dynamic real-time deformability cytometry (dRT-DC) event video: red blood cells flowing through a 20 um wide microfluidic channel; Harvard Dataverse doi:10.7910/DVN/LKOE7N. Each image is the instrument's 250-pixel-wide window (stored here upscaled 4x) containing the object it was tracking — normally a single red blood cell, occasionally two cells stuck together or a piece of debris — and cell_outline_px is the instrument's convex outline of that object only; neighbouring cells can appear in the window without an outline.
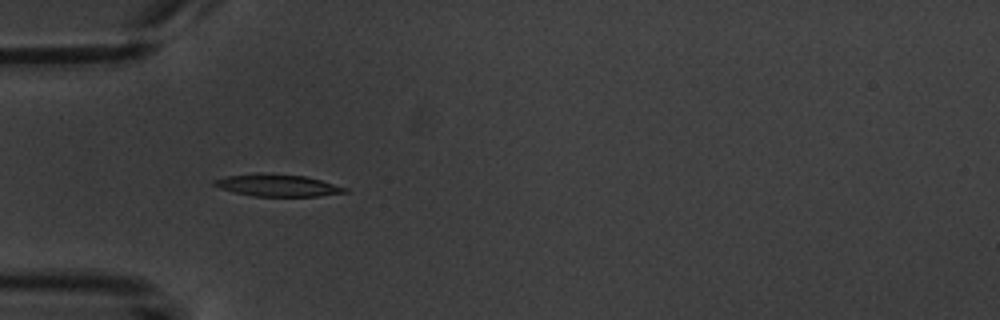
{"species": "common noctule bat (a hibernating species)", "species_latin": "Nyctalus noctula", "temperature_condition": "warm", "stored_images_in_passage": 4, "camera_frame_rate_fps": 3000, "um_per_image_px": 0.085, "animal": {"sex": "male", "body_mass_g": 20.1, "forearm_length_mm": 53.5}, "frame": {"image": 1, "passage_image": 3, "time_ms": 2.667, "image_size_px": [1000, 320], "cell_outline_px": [[348, 192], [320, 196], [252, 196], [232, 192], [220, 188], [212, 184], [212, 180], [224, 176], [260, 172], [304, 176], [320, 180], [348, 188]], "centroid_in_image_um": [23.53, 15.75], "position_along_channel_um": 61.5, "area_um2": 16.99}}
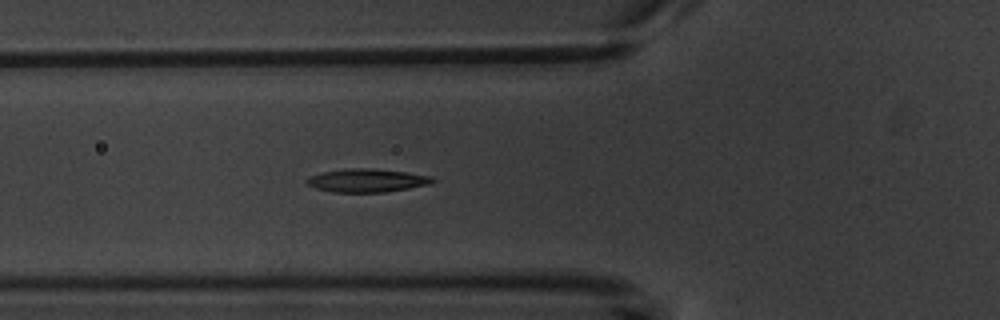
{"frame": {"image": 2, "passage_image": 4, "time_ms": 3.667, "image_size_px": [1000, 320], "cell_outline_px": [[436, 180], [428, 184], [408, 188], [384, 192], [332, 192], [316, 188], [308, 184], [304, 180], [312, 176], [324, 172], [348, 168], [372, 168], [408, 172], [432, 176]], "centroid_in_image_um": [31.21, 15.33], "position_along_channel_um": 94.6, "area_um2": 16.94}}